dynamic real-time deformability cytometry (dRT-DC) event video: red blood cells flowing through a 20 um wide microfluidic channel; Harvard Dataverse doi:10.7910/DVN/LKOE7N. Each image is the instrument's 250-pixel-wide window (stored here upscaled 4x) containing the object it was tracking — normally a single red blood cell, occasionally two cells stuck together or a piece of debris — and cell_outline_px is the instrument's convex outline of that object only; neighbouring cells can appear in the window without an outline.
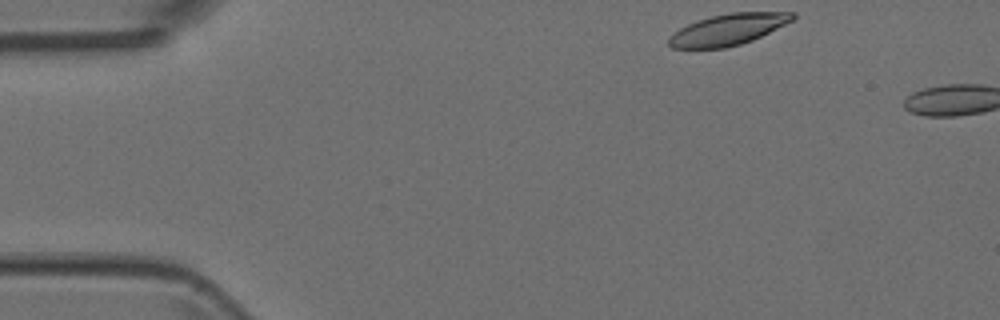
{"species": "Egyptian fruit bat (a non-hibernating species)", "species_latin": "Rousettus aegyptiacus", "temperature_condition": "room temperature", "stored_images_in_passage": 2, "camera_frame_rate_fps": 3000, "um_per_image_px": 0.085, "animal": {"sex": "female"}, "frame": {"image": 1, "passage_image": 1, "time_ms": 0.0, "image_size_px": [1000, 320], "cell_outline_px": [[796, 16], [792, 20], [752, 40], [740, 44], [724, 48], [672, 48], [668, 44], [668, 36], [680, 28], [696, 20], [712, 16], [732, 12], [796, 12]], "centroid_in_image_um": [61.85, 2.5], "position_along_channel_um": 23.2, "area_um2": 22.31}}